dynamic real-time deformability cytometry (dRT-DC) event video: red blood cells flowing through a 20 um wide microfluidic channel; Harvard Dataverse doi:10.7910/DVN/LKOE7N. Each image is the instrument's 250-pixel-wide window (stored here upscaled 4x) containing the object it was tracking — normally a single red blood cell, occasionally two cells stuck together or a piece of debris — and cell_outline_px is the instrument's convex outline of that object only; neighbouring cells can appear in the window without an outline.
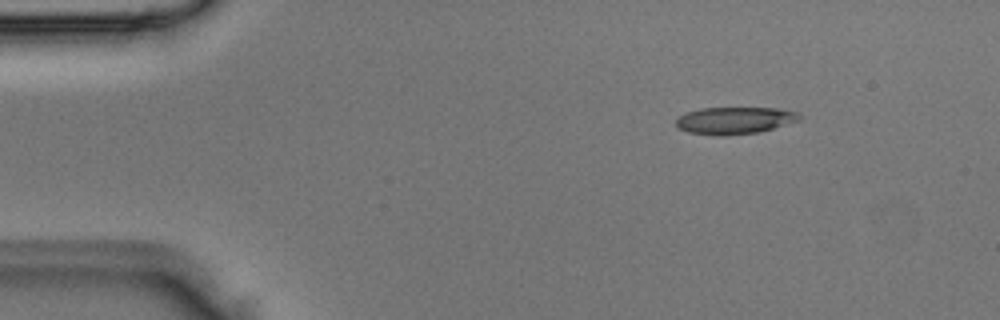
{"species": "Egyptian fruit bat (a non-hibernating species)", "species_latin": "Rousettus aegyptiacus", "temperature_condition": "room temperature", "stored_images_in_passage": 4, "camera_frame_rate_fps": 3000, "um_per_image_px": 0.085, "animal": {"sex": "male"}, "frame": {"image": 1, "passage_image": 2, "time_ms": 0.333, "image_size_px": [1000, 320], "cell_outline_px": [[800, 120], [772, 128], [756, 132], [688, 132], [676, 128], [676, 120], [684, 112], [700, 108], [776, 108], [796, 112], [800, 116]], "centroid_in_image_um": [62.43, 10.17], "position_along_channel_um": 22.6, "area_um2": 18.32}}
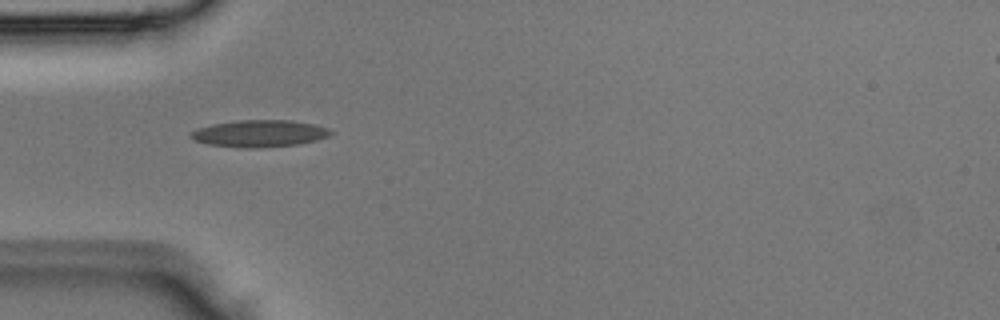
{"frame": {"image": 2, "passage_image": 4, "time_ms": 1.0, "image_size_px": [1000, 320], "cell_outline_px": [[332, 132], [328, 136], [316, 140], [300, 144], [256, 148], [240, 148], [208, 144], [196, 140], [192, 136], [192, 132], [200, 128], [212, 124], [240, 120], [292, 120], [312, 124], [328, 128]], "centroid_in_image_um": [22.09, 11.35], "position_along_channel_um": 62.9, "area_um2": 21.68}}